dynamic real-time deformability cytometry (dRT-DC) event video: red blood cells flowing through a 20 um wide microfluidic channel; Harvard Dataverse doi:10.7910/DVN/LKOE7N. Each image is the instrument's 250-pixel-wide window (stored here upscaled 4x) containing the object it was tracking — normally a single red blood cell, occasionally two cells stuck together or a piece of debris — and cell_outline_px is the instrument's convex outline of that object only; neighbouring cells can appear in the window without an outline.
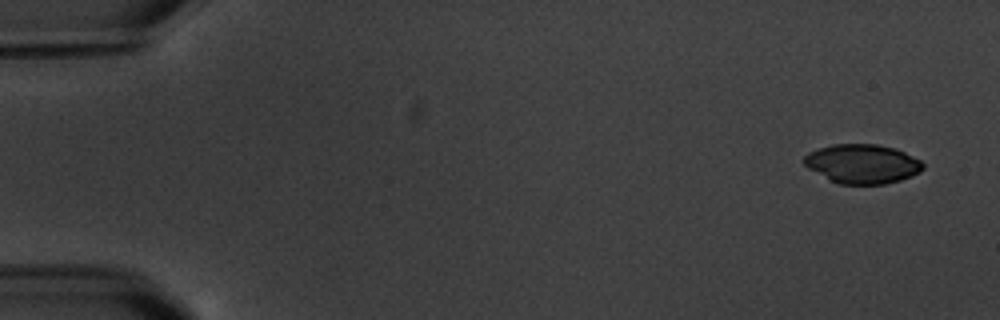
{"species": "common noctule bat (a hibernating species)", "species_latin": "Nyctalus noctula", "temperature_condition": "warm", "stored_images_in_passage": 6, "segment_of_instrument_passage": [1, 2], "camera_frame_rate_fps": 3000, "um_per_image_px": 0.085, "animal": {"sex": "male", "body_mass_g": 20.1, "forearm_length_mm": 53.5}, "frame": {"image": 1, "passage_image": 1, "time_ms": 0.0, "image_size_px": [1000, 320], "cell_outline_px": [[924, 168], [920, 172], [912, 176], [900, 180], [884, 184], [840, 184], [828, 180], [808, 168], [804, 164], [804, 156], [808, 152], [832, 144], [876, 144], [896, 148], [920, 160], [924, 164]], "centroid_in_image_um": [73.3, 13.93], "position_along_channel_um": 11.7, "area_um2": 27.28}}
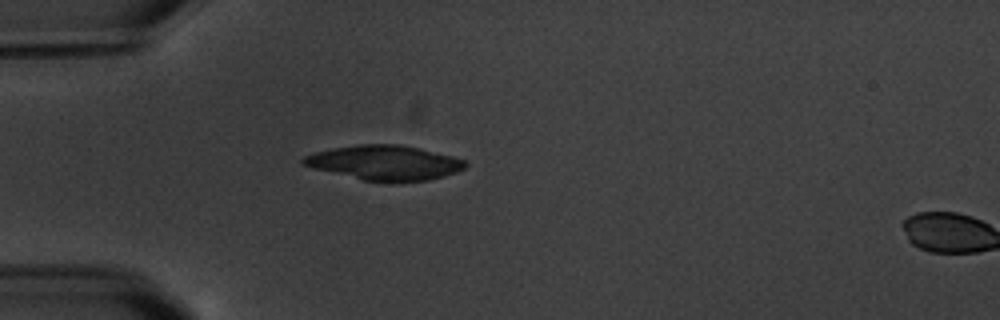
{"frame": {"image": 2, "passage_image": 5, "time_ms": 4.667, "image_size_px": [1000, 320], "cell_outline_px": [[468, 164], [464, 168], [456, 172], [444, 176], [428, 180], [396, 184], [392, 184], [364, 180], [312, 168], [300, 164], [300, 160], [304, 156], [312, 152], [332, 148], [360, 144], [400, 144], [452, 156], [464, 160]], "centroid_in_image_um": [32.66, 13.85], "position_along_channel_um": 52.3, "area_um2": 33.23}}